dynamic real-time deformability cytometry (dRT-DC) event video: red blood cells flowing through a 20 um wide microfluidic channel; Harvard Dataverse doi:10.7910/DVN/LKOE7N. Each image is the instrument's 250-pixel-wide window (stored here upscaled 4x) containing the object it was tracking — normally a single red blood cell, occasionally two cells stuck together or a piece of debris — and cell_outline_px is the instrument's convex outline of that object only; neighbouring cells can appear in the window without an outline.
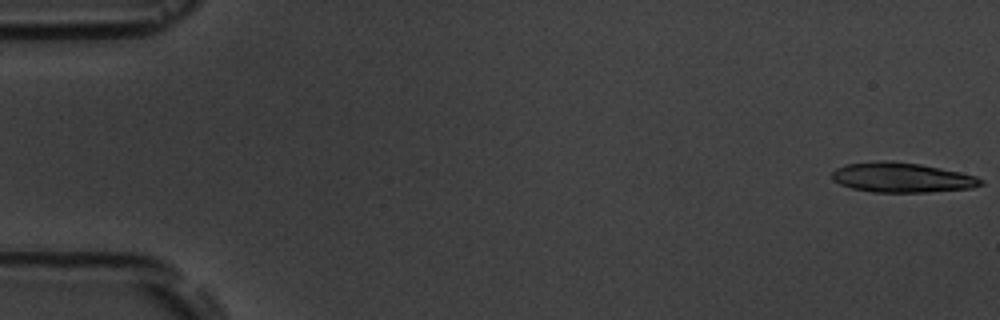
{"species": "common noctule bat (a hibernating species)", "species_latin": "Nyctalus noctula", "temperature_condition": "room temperature", "stored_images_in_passage": 5, "camera_frame_rate_fps": 3000, "um_per_image_px": 0.085, "animal": {"sex": "male", "body_mass_g": 19.5, "forearm_length_mm": 54.6}, "frame": {"image": 1, "passage_image": 1, "time_ms": 0.0, "image_size_px": [1000, 320], "cell_outline_px": [[984, 184], [972, 188], [928, 192], [872, 192], [852, 188], [840, 184], [832, 180], [832, 172], [836, 168], [844, 164], [880, 160], [892, 160], [920, 164], [960, 172], [976, 176], [984, 180]], "centroid_in_image_um": [76.65, 15.08], "position_along_channel_um": 8.4, "area_um2": 26.07}}